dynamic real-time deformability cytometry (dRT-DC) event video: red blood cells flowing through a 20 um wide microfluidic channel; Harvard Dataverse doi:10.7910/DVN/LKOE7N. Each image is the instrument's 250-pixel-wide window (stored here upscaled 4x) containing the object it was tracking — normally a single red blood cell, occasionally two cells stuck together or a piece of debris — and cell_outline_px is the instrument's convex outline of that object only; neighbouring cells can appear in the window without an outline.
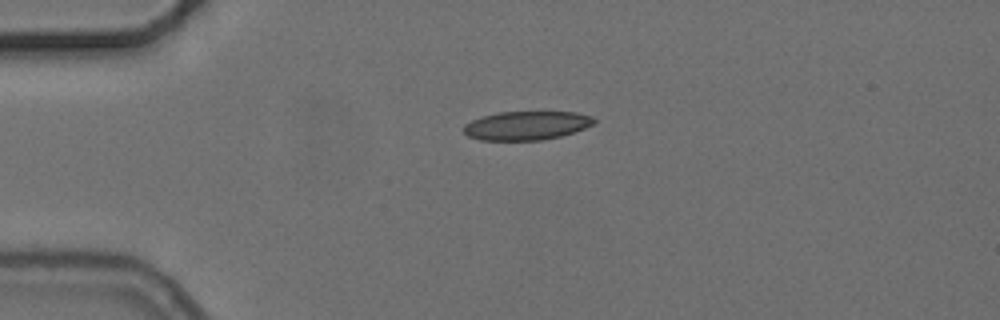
{"species": "common noctule bat (a hibernating species)", "species_latin": "Nyctalus noctula", "temperature_condition": "cold", "stored_images_in_passage": 43, "camera_frame_rate_fps": 3000, "um_per_image_px": 0.085, "animal": {"sex": "female", "body_mass_g": 24.6, "forearm_length_mm": 56.2}, "frame": {"image": 1, "passage_image": 1, "time_ms": 0.0, "image_size_px": [1000, 320], "cell_outline_px": [[596, 124], [560, 136], [540, 140], [480, 140], [468, 136], [464, 132], [464, 124], [472, 120], [484, 116], [500, 112], [576, 112], [592, 116], [596, 120]], "centroid_in_image_um": [44.77, 10.67], "position_along_channel_um": 40.2, "area_um2": 21.73}}
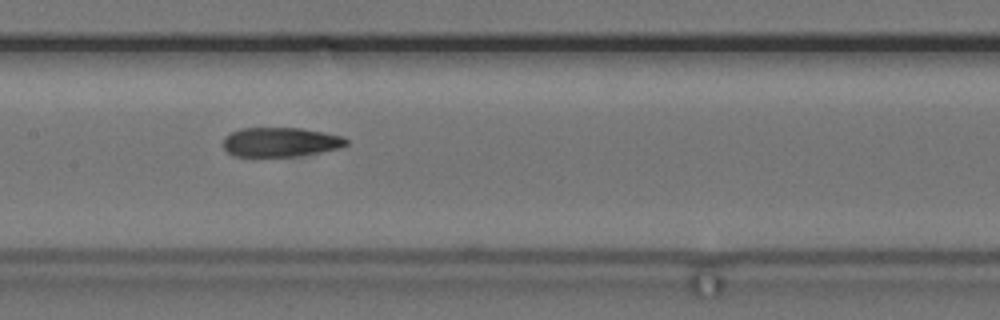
{"frame": {"image": 2, "passage_image": 15, "time_ms": 4.667, "image_size_px": [1000, 320], "cell_outline_px": [[348, 144], [340, 148], [300, 156], [232, 156], [224, 148], [224, 136], [240, 128], [300, 128], [324, 132], [344, 136], [348, 140]], "centroid_in_image_um": [23.86, 12.07], "position_along_channel_um": 183.5, "area_um2": 21.15}}
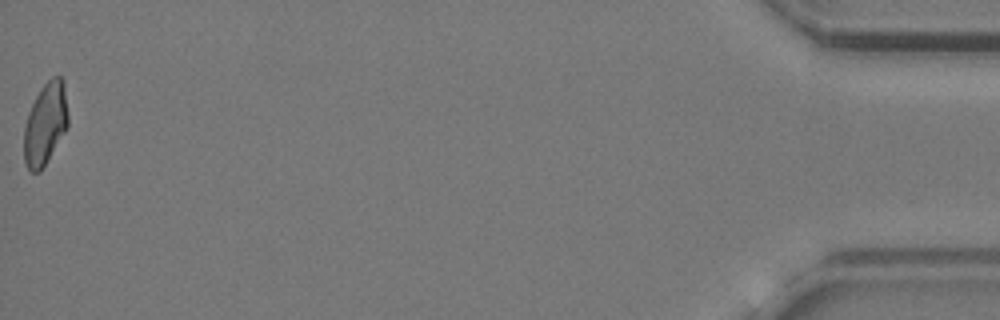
{"frame": {"image": 3, "passage_image": 43, "time_ms": 14.0, "image_size_px": [1000, 320], "cell_outline_px": [[68, 128], [40, 172], [32, 172], [24, 164], [24, 128], [28, 112], [40, 88], [52, 76], [60, 76], [64, 80], [68, 112]], "centroid_in_image_um": [3.87, 10.51], "position_along_channel_um": 431.3, "area_um2": 21.33}, "authors_computed_cell_mechanics": {"area_um2": 22.1374, "velocity_mm_per_s": 3.7211, "shape_relaxation_time_tau1_ms": null, "shape_relaxation_time_tau2_ms": 4.3423, "deformation_change_tau1": null, "deformation_change_tau2": 0.1215}}